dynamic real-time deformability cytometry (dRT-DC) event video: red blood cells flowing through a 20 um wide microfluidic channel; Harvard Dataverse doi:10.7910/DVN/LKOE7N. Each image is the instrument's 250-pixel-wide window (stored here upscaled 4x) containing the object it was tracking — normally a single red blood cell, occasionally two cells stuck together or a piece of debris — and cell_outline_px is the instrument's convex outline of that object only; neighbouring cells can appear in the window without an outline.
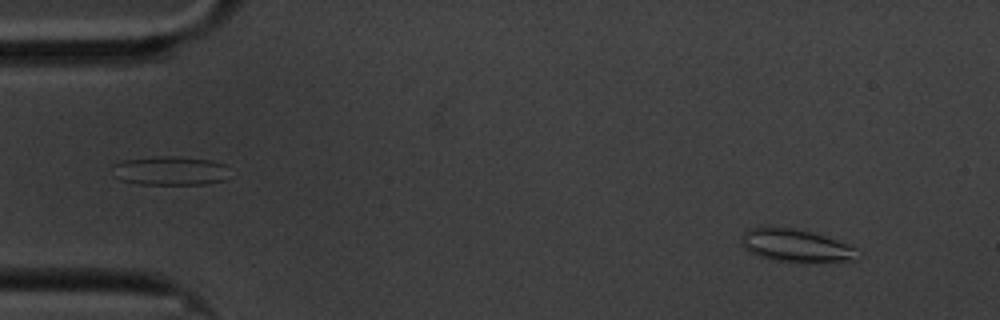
{"species": "common noctule bat (a hibernating species)", "species_latin": "Nyctalus noctula", "temperature_condition": "cold", "stored_images_in_passage": 59, "camera_frame_rate_fps": 3000, "um_per_image_px": 0.085, "animal": {"sex": "male", "body_mass_g": 20.1, "forearm_length_mm": 53.5}, "frame": {"image": 1, "passage_image": 5, "time_ms": 1.333, "image_size_px": [1000, 320], "cell_outline_px": [[860, 260], [804, 264], [772, 260], [760, 256], [744, 248], [740, 244], [740, 236], [748, 228], [792, 228], [812, 232], [836, 240], [856, 248], [860, 252]], "centroid_in_image_um": [67.7, 20.93], "position_along_channel_um": 17.3, "area_um2": 22.66}}
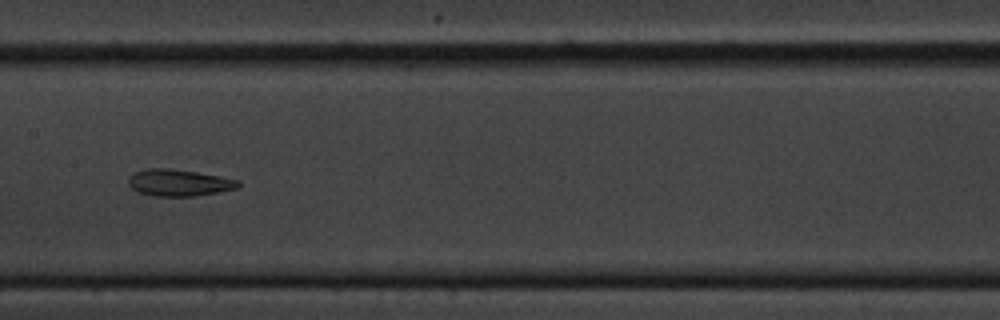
{"frame": {"image": 2, "passage_image": 29, "time_ms": 9.333, "image_size_px": [1000, 320], "cell_outline_px": [[240, 184], [236, 188], [220, 192], [196, 196], [152, 196], [136, 192], [128, 184], [128, 176], [132, 172], [148, 168], [172, 168], [220, 176], [240, 180]], "centroid_in_image_um": [15.16, 15.53], "position_along_channel_um": 192.2, "area_um2": 17.4}}
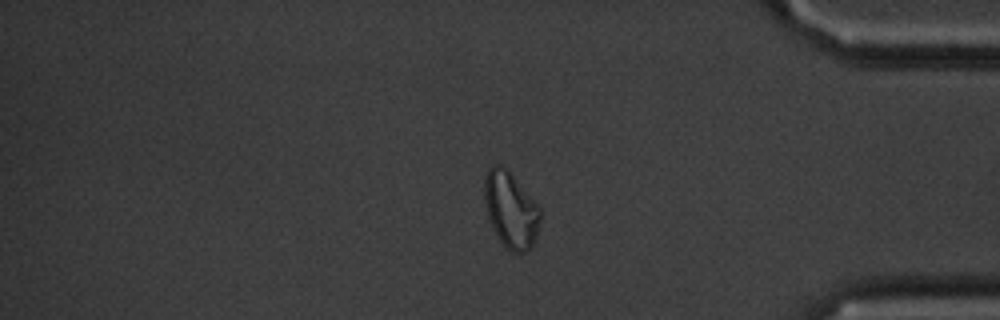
{"frame": {"image": 3, "passage_image": 49, "time_ms": 16.0, "image_size_px": [1000, 320], "cell_outline_px": [[540, 220], [536, 236], [532, 248], [528, 252], [512, 252], [496, 236], [488, 216], [484, 200], [484, 176], [488, 168], [492, 164], [500, 164], [508, 168], [540, 208]], "centroid_in_image_um": [43.4, 17.8], "position_along_channel_um": 391.8, "area_um2": 24.91}, "authors_computed_cell_mechanics": {"area_um2": 20.3456, "velocity_mm_per_s": 3.3579, "shape_relaxation_time_tau1_ms": 10.0775, "shape_relaxation_time_tau2_ms": 4.1893, "deformation_change_tau1": 0.1761, "deformation_change_tau2": 0.1205}}